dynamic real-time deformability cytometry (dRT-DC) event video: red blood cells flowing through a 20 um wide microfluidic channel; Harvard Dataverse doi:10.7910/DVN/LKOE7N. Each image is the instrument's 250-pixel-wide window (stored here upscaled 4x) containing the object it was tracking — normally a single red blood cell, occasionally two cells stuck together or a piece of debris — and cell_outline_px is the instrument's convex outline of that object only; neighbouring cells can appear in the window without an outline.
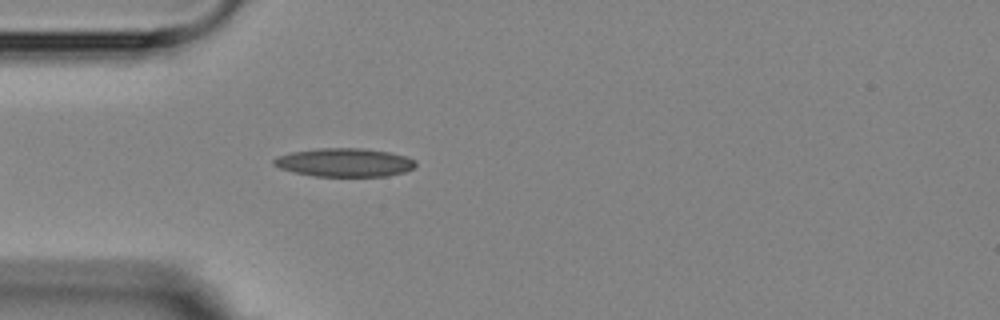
{"species": "Egyptian fruit bat (a non-hibernating species)", "species_latin": "Rousettus aegyptiacus", "temperature_condition": "room temperature", "stored_images_in_passage": 5, "camera_frame_rate_fps": 3000, "um_per_image_px": 0.085, "animal": {"sex": "female"}, "frame": {"image": 1, "passage_image": 5, "time_ms": 4.667, "image_size_px": [1000, 320], "cell_outline_px": [[416, 164], [412, 168], [404, 172], [388, 176], [316, 176], [296, 172], [280, 168], [272, 164], [272, 160], [276, 156], [292, 152], [320, 148], [360, 148], [388, 152], [404, 156], [416, 160]], "centroid_in_image_um": [29.27, 13.81], "position_along_channel_um": 55.7, "area_um2": 23.35}}